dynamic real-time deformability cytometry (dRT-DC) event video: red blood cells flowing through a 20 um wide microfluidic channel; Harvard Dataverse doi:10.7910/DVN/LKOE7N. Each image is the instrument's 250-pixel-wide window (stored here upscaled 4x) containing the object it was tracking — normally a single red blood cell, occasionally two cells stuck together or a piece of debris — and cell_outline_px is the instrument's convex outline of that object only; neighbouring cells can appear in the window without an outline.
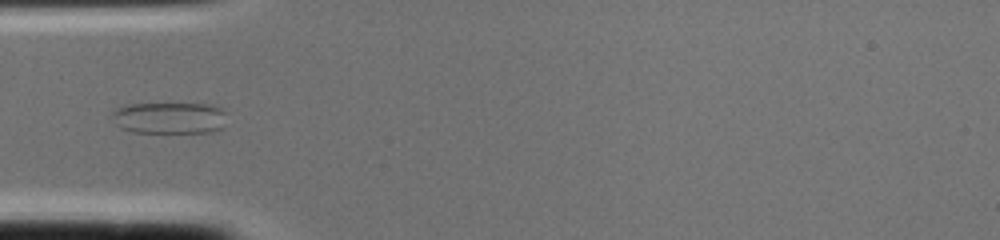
{"species": "common noctule bat (a hibernating species)", "species_latin": "Nyctalus noctula", "temperature_condition": "cold", "stored_images_in_passage": 2, "camera_frame_rate_fps": 3000, "um_per_image_px": 0.085, "animal": {"sex": "female", "body_mass_g": 22.0, "forearm_length_mm": 56.7}, "frame": {"image": 1, "passage_image": 2, "time_ms": 0.333, "image_size_px": [1000, 240], "cell_outline_px": [[224, 112], [220, 128], [212, 132], [132, 132], [120, 128], [116, 124], [112, 116], [112, 112], [116, 108], [124, 104], [208, 104], [220, 108]], "centroid_in_image_um": [14.31, 10.02], "position_along_channel_um": 70.7, "area_um2": 20.87}}